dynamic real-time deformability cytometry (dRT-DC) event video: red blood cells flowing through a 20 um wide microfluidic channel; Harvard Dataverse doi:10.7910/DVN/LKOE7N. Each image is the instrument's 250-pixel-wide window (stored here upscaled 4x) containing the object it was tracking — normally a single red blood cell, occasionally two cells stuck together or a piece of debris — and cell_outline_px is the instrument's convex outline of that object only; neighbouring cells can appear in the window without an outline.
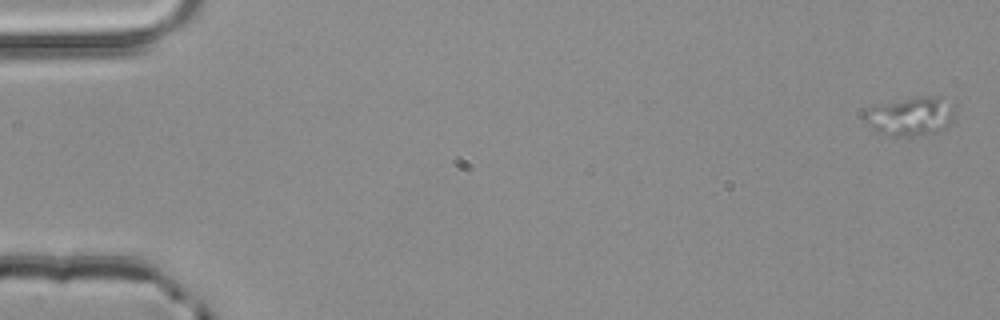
{"species": "common noctule bat (a hibernating species)", "species_latin": "Nyctalus noctula", "temperature_condition": "room temperature", "stored_images_in_passage": 4, "segment_of_instrument_passage": [1, 2], "camera_frame_rate_fps": 3000, "um_per_image_px": 0.085, "animal": {"sex": "male", "body_mass_g": 20.4}, "frame": {"image": 1, "passage_image": 1, "time_ms": 0.0, "image_size_px": [1000, 320], "cell_outline_px": [[956, 104], [952, 120], [944, 128], [936, 132], [908, 136], [896, 136], [880, 132], [872, 128], [864, 120], [864, 112], [868, 108], [876, 104], [904, 100], [940, 96]], "centroid_in_image_um": [77.42, 9.88], "position_along_channel_um": 7.6, "area_um2": 20.0}}